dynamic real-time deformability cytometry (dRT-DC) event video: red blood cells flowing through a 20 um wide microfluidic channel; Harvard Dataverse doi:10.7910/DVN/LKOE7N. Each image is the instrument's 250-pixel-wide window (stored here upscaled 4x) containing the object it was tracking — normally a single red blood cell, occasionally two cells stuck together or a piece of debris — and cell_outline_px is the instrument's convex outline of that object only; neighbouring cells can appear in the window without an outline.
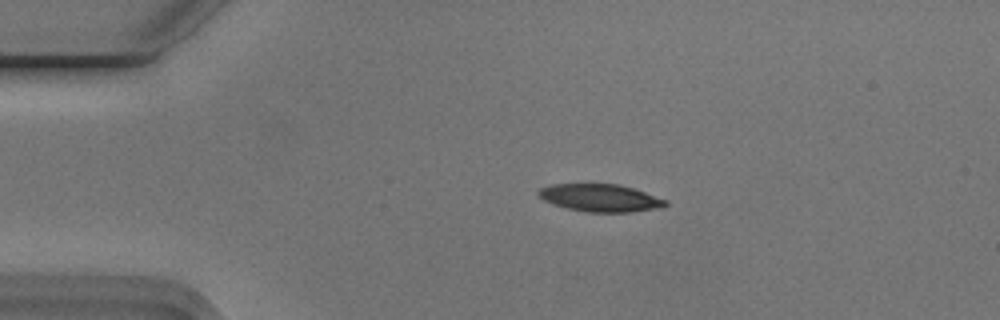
{"species": "Egyptian fruit bat (a non-hibernating species)", "species_latin": "Rousettus aegyptiacus", "temperature_condition": "cold", "stored_images_in_passage": 53, "camera_frame_rate_fps": 3000, "um_per_image_px": 0.085, "animal": {"sex": "male"}, "frame": {"image": 1, "passage_image": 10, "time_ms": 3.0, "image_size_px": [1000, 320], "cell_outline_px": [[668, 204], [652, 208], [632, 212], [588, 212], [568, 208], [544, 200], [536, 192], [540, 188], [552, 184], [620, 184], [668, 200]], "centroid_in_image_um": [51.01, 16.81], "position_along_channel_um": 34.0, "area_um2": 20.0}}
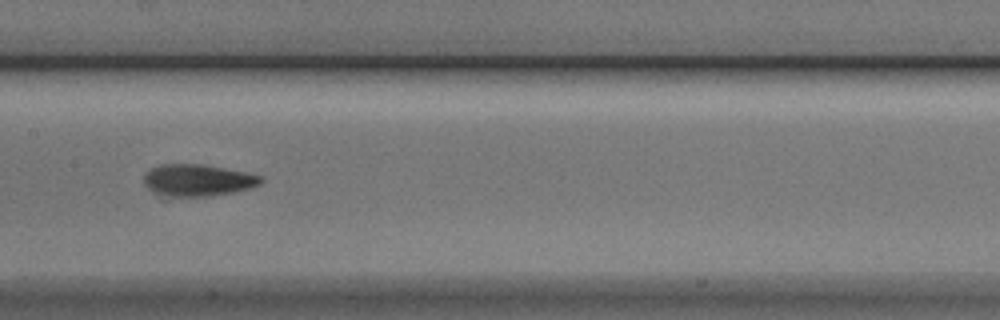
{"frame": {"image": 2, "passage_image": 26, "time_ms": 8.333, "image_size_px": [1000, 320], "cell_outline_px": [[264, 180], [260, 184], [252, 188], [236, 192], [208, 196], [172, 196], [152, 192], [144, 184], [144, 176], [152, 168], [160, 164], [204, 164], [248, 172], [264, 176]], "centroid_in_image_um": [16.88, 15.31], "position_along_channel_um": 190.5, "area_um2": 21.91}}
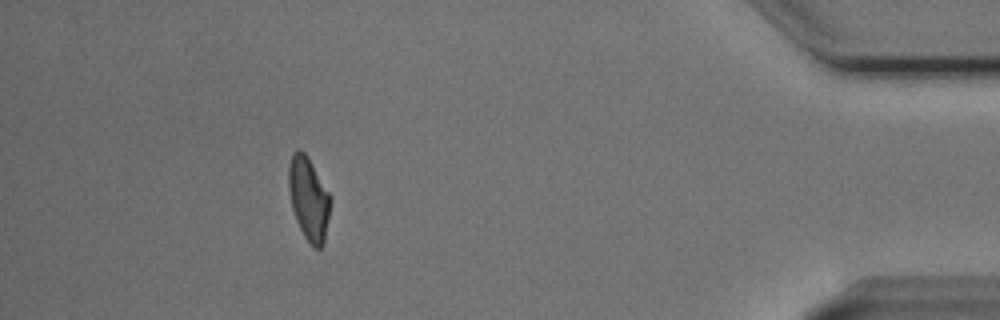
{"frame": {"image": 3, "passage_image": 48, "time_ms": 15.667, "image_size_px": [1000, 320], "cell_outline_px": [[332, 200], [324, 244], [320, 248], [316, 248], [304, 236], [296, 220], [292, 208], [288, 188], [288, 168], [292, 152], [300, 148], [308, 156], [332, 196]], "centroid_in_image_um": [26.25, 16.84], "position_along_channel_um": 408.9, "area_um2": 20.58}, "authors_computed_cell_mechanics": {"area_um2": 20.6924, "velocity_mm_per_s": 3.7472, "shape_relaxation_time_tau1_ms": 3.8723, "shape_relaxation_time_tau2_ms": 2.3626, "deformation_change_tau1": 0.1513, "deformation_change_tau2": 0.0872}}